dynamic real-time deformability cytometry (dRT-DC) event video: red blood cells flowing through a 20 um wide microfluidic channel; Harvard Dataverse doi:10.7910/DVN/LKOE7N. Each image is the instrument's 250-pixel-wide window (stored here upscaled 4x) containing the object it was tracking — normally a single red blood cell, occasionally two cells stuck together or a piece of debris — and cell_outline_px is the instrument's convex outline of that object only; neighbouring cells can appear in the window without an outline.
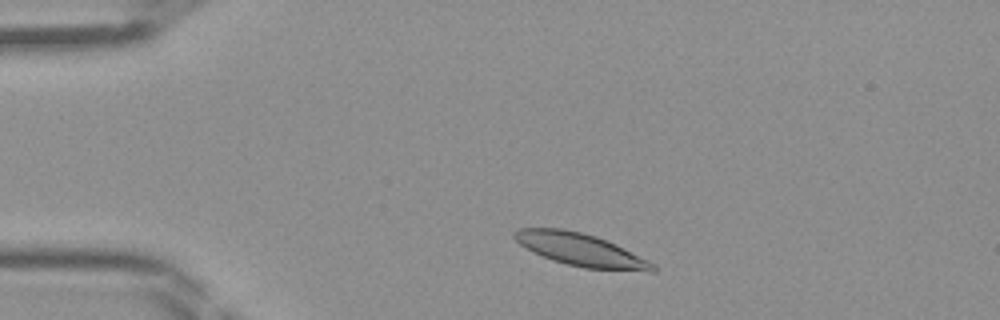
{"species": "Egyptian fruit bat (a non-hibernating species)", "species_latin": "Rousettus aegyptiacus", "temperature_condition": "room temperature", "stored_images_in_passage": 40, "camera_frame_rate_fps": 3000, "um_per_image_px": 0.085, "frame": {"image": 1, "passage_image": 4, "time_ms": 1.0, "image_size_px": [1000, 320], "cell_outline_px": [[656, 272], [648, 272], [584, 268], [552, 260], [520, 244], [512, 236], [512, 232], [520, 228], [560, 228], [580, 232], [596, 236], [616, 244], [648, 260], [656, 268]], "centroid_in_image_um": [49.39, 21.23], "position_along_channel_um": 35.6, "area_um2": 26.07}}
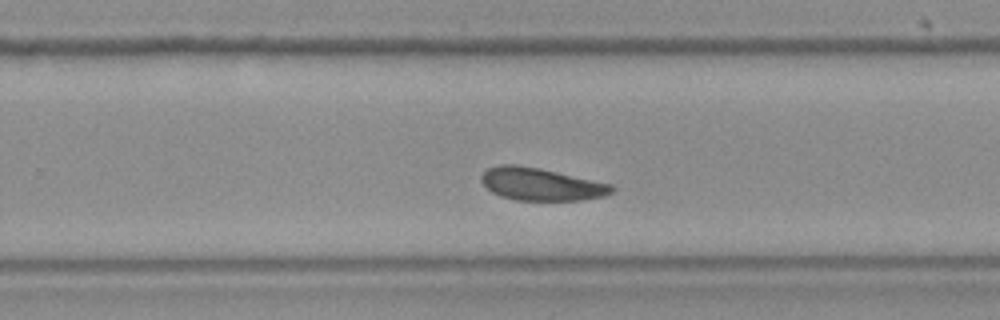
{"frame": {"image": 2, "passage_image": 24, "time_ms": 7.667, "image_size_px": [1000, 320], "cell_outline_px": [[616, 188], [612, 192], [604, 196], [580, 200], [516, 200], [500, 196], [492, 192], [480, 180], [480, 176], [488, 168], [500, 164], [516, 164], [540, 168], [612, 184]], "centroid_in_image_um": [45.98, 15.65], "position_along_channel_um": 283.8, "area_um2": 24.74}}
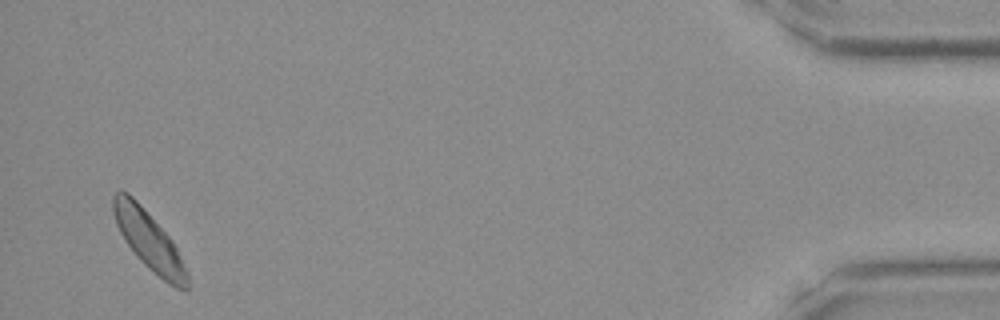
{"frame": {"image": 3, "passage_image": 39, "time_ms": 12.667, "image_size_px": [1000, 320], "cell_outline_px": [[188, 288], [176, 288], [168, 284], [148, 268], [136, 256], [124, 240], [116, 224], [112, 212], [112, 196], [116, 192], [128, 192], [140, 204], [172, 240], [188, 272]], "centroid_in_image_um": [12.64, 20.45], "position_along_channel_um": 422.6, "area_um2": 24.97}}